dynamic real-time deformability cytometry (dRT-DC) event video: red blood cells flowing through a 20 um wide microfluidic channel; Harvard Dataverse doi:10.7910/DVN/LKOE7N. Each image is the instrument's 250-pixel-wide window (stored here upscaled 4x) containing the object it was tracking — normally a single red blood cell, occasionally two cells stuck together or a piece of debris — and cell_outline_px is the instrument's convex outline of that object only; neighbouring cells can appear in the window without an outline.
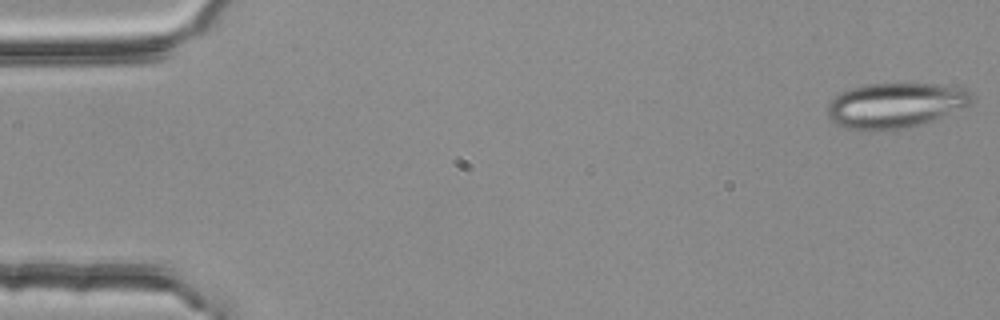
{"species": "common noctule bat (a hibernating species)", "species_latin": "Nyctalus noctula", "temperature_condition": "room temperature", "stored_images_in_passage": 17, "camera_frame_rate_fps": 3000, "um_per_image_px": 0.085, "animal": {"sex": "female", "body_mass_g": 25.1}, "frame": {"image": 1, "passage_image": 1, "time_ms": 0.0, "image_size_px": [1000, 320], "cell_outline_px": [[972, 104], [928, 120], [916, 124], [900, 128], [860, 132], [836, 124], [828, 116], [828, 104], [840, 92], [848, 88], [868, 84], [936, 84], [964, 88], [972, 92]], "centroid_in_image_um": [76.05, 8.94], "position_along_channel_um": 9.0, "area_um2": 37.45}}